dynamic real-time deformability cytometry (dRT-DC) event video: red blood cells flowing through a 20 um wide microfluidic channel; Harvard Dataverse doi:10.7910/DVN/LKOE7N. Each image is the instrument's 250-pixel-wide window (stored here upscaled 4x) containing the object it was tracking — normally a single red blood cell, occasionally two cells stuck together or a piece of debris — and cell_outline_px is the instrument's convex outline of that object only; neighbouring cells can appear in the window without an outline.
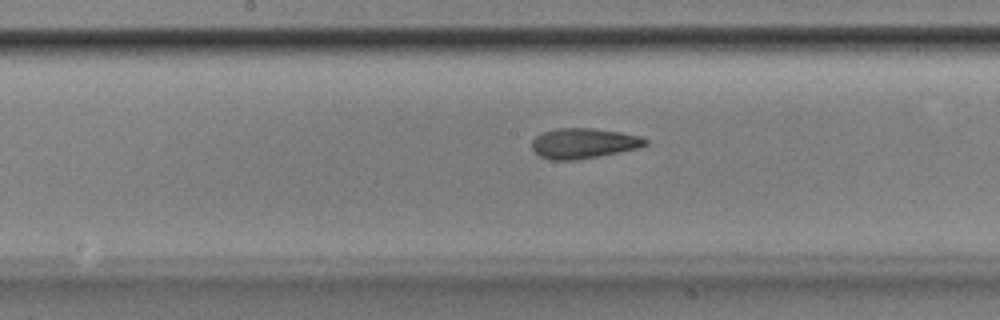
{"species": "Egyptian fruit bat (a non-hibernating species)", "species_latin": "Rousettus aegyptiacus", "temperature_condition": "room temperature", "stored_images_in_passage": 52, "camera_frame_rate_fps": 3000, "um_per_image_px": 0.085, "animal": {"sex": "male"}, "frame": {"image": 1, "passage_image": 27, "time_ms": 8.667, "image_size_px": [1000, 320], "cell_outline_px": [[648, 144], [640, 148], [600, 156], [576, 160], [552, 160], [540, 156], [532, 148], [532, 140], [540, 132], [556, 128], [592, 128], [620, 132], [640, 136], [648, 140]], "centroid_in_image_um": [49.61, 12.18], "position_along_channel_um": 198.6, "area_um2": 20.17}}
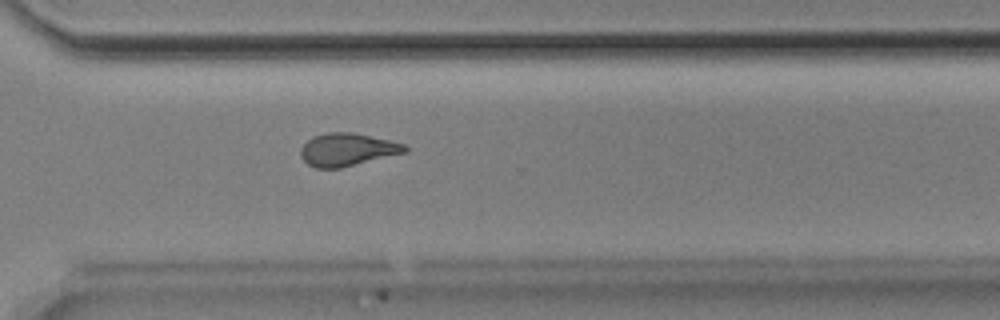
{"frame": {"image": 2, "passage_image": 38, "time_ms": 12.333, "image_size_px": [1000, 320], "cell_outline_px": [[408, 152], [340, 168], [316, 168], [308, 164], [300, 156], [300, 148], [312, 136], [328, 132], [352, 132], [388, 140], [404, 144], [408, 148]], "centroid_in_image_um": [29.51, 12.72], "position_along_channel_um": 341.1, "area_um2": 19.88}}
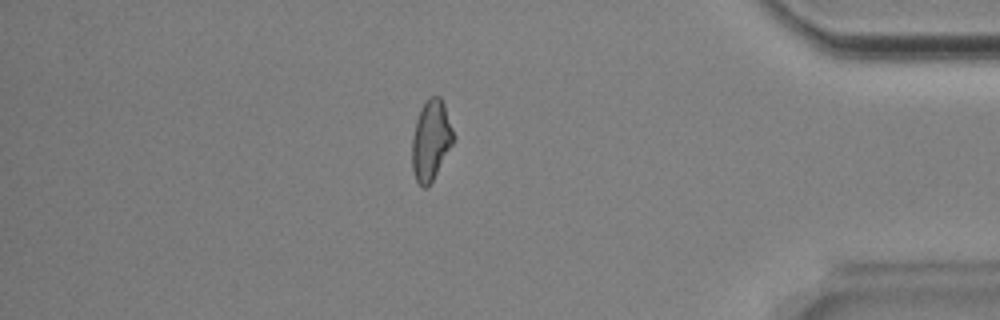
{"frame": {"image": 3, "passage_image": 45, "time_ms": 14.667, "image_size_px": [1000, 320], "cell_outline_px": [[456, 140], [428, 188], [424, 188], [416, 180], [412, 168], [412, 140], [416, 120], [420, 108], [428, 96], [440, 96], [444, 104], [456, 136]], "centroid_in_image_um": [36.65, 11.91], "position_along_channel_um": 398.5, "area_um2": 19.71}, "authors_computed_cell_mechanics": {"area_um2": 19.9699, "velocity_mm_per_s": 3.8928, "shape_relaxation_time_tau1_ms": 4.4891, "shape_relaxation_time_tau2_ms": 1.949, "deformation_change_tau1": 0.1661, "deformation_change_tau2": 0.1036}}